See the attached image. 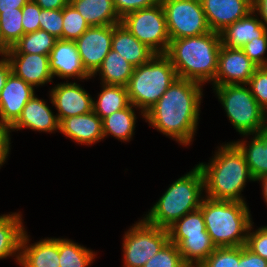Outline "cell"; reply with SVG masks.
Instances as JSON below:
<instances>
[{
    "mask_svg": "<svg viewBox=\"0 0 267 267\" xmlns=\"http://www.w3.org/2000/svg\"><path fill=\"white\" fill-rule=\"evenodd\" d=\"M255 181H261L262 183V195H263V200L266 202V205H267V175H263L259 178H257Z\"/></svg>",
    "mask_w": 267,
    "mask_h": 267,
    "instance_id": "cell-49",
    "label": "cell"
},
{
    "mask_svg": "<svg viewBox=\"0 0 267 267\" xmlns=\"http://www.w3.org/2000/svg\"><path fill=\"white\" fill-rule=\"evenodd\" d=\"M204 194V177L196 165L169 185L143 219L151 225L168 229L187 213L199 209Z\"/></svg>",
    "mask_w": 267,
    "mask_h": 267,
    "instance_id": "cell-4",
    "label": "cell"
},
{
    "mask_svg": "<svg viewBox=\"0 0 267 267\" xmlns=\"http://www.w3.org/2000/svg\"><path fill=\"white\" fill-rule=\"evenodd\" d=\"M134 68L121 54L111 49L92 77L99 74L100 83L126 87Z\"/></svg>",
    "mask_w": 267,
    "mask_h": 267,
    "instance_id": "cell-26",
    "label": "cell"
},
{
    "mask_svg": "<svg viewBox=\"0 0 267 267\" xmlns=\"http://www.w3.org/2000/svg\"><path fill=\"white\" fill-rule=\"evenodd\" d=\"M253 11L257 12L262 24L267 28V0H252Z\"/></svg>",
    "mask_w": 267,
    "mask_h": 267,
    "instance_id": "cell-47",
    "label": "cell"
},
{
    "mask_svg": "<svg viewBox=\"0 0 267 267\" xmlns=\"http://www.w3.org/2000/svg\"><path fill=\"white\" fill-rule=\"evenodd\" d=\"M221 46L220 33L210 31L198 36L170 40L165 55L170 59L178 78L201 85L212 82L213 86Z\"/></svg>",
    "mask_w": 267,
    "mask_h": 267,
    "instance_id": "cell-3",
    "label": "cell"
},
{
    "mask_svg": "<svg viewBox=\"0 0 267 267\" xmlns=\"http://www.w3.org/2000/svg\"><path fill=\"white\" fill-rule=\"evenodd\" d=\"M0 58V92L6 84L9 74L12 72L11 64L5 54L1 55Z\"/></svg>",
    "mask_w": 267,
    "mask_h": 267,
    "instance_id": "cell-45",
    "label": "cell"
},
{
    "mask_svg": "<svg viewBox=\"0 0 267 267\" xmlns=\"http://www.w3.org/2000/svg\"><path fill=\"white\" fill-rule=\"evenodd\" d=\"M29 237L25 230L20 242V267H60L59 238L47 237L29 244Z\"/></svg>",
    "mask_w": 267,
    "mask_h": 267,
    "instance_id": "cell-17",
    "label": "cell"
},
{
    "mask_svg": "<svg viewBox=\"0 0 267 267\" xmlns=\"http://www.w3.org/2000/svg\"><path fill=\"white\" fill-rule=\"evenodd\" d=\"M10 127L0 123V168L5 164L11 150Z\"/></svg>",
    "mask_w": 267,
    "mask_h": 267,
    "instance_id": "cell-44",
    "label": "cell"
},
{
    "mask_svg": "<svg viewBox=\"0 0 267 267\" xmlns=\"http://www.w3.org/2000/svg\"><path fill=\"white\" fill-rule=\"evenodd\" d=\"M49 92V101L58 112L56 115L59 122L93 111L92 96L77 82L58 83Z\"/></svg>",
    "mask_w": 267,
    "mask_h": 267,
    "instance_id": "cell-13",
    "label": "cell"
},
{
    "mask_svg": "<svg viewBox=\"0 0 267 267\" xmlns=\"http://www.w3.org/2000/svg\"><path fill=\"white\" fill-rule=\"evenodd\" d=\"M267 32L259 16L253 10L220 32L221 44L229 48H241L254 38Z\"/></svg>",
    "mask_w": 267,
    "mask_h": 267,
    "instance_id": "cell-21",
    "label": "cell"
},
{
    "mask_svg": "<svg viewBox=\"0 0 267 267\" xmlns=\"http://www.w3.org/2000/svg\"><path fill=\"white\" fill-rule=\"evenodd\" d=\"M177 78L170 59L165 54H155L148 62L134 68L126 86L130 104L145 118V113Z\"/></svg>",
    "mask_w": 267,
    "mask_h": 267,
    "instance_id": "cell-6",
    "label": "cell"
},
{
    "mask_svg": "<svg viewBox=\"0 0 267 267\" xmlns=\"http://www.w3.org/2000/svg\"><path fill=\"white\" fill-rule=\"evenodd\" d=\"M23 35L22 8H16V11H3L0 14V56Z\"/></svg>",
    "mask_w": 267,
    "mask_h": 267,
    "instance_id": "cell-32",
    "label": "cell"
},
{
    "mask_svg": "<svg viewBox=\"0 0 267 267\" xmlns=\"http://www.w3.org/2000/svg\"><path fill=\"white\" fill-rule=\"evenodd\" d=\"M207 164L199 162L204 177L205 196L215 200L246 202L241 192L246 182H255L245 157L233 142H225Z\"/></svg>",
    "mask_w": 267,
    "mask_h": 267,
    "instance_id": "cell-2",
    "label": "cell"
},
{
    "mask_svg": "<svg viewBox=\"0 0 267 267\" xmlns=\"http://www.w3.org/2000/svg\"><path fill=\"white\" fill-rule=\"evenodd\" d=\"M113 25L90 26L75 44L85 70L92 76L111 50Z\"/></svg>",
    "mask_w": 267,
    "mask_h": 267,
    "instance_id": "cell-11",
    "label": "cell"
},
{
    "mask_svg": "<svg viewBox=\"0 0 267 267\" xmlns=\"http://www.w3.org/2000/svg\"><path fill=\"white\" fill-rule=\"evenodd\" d=\"M37 3L42 9H63L66 5L69 4L70 0H33Z\"/></svg>",
    "mask_w": 267,
    "mask_h": 267,
    "instance_id": "cell-46",
    "label": "cell"
},
{
    "mask_svg": "<svg viewBox=\"0 0 267 267\" xmlns=\"http://www.w3.org/2000/svg\"><path fill=\"white\" fill-rule=\"evenodd\" d=\"M247 86L255 100L267 113V67H258Z\"/></svg>",
    "mask_w": 267,
    "mask_h": 267,
    "instance_id": "cell-37",
    "label": "cell"
},
{
    "mask_svg": "<svg viewBox=\"0 0 267 267\" xmlns=\"http://www.w3.org/2000/svg\"><path fill=\"white\" fill-rule=\"evenodd\" d=\"M41 7L33 0H29L22 7V26L24 34L32 33L40 29Z\"/></svg>",
    "mask_w": 267,
    "mask_h": 267,
    "instance_id": "cell-41",
    "label": "cell"
},
{
    "mask_svg": "<svg viewBox=\"0 0 267 267\" xmlns=\"http://www.w3.org/2000/svg\"><path fill=\"white\" fill-rule=\"evenodd\" d=\"M134 108L137 110L134 105L130 104L127 108L116 111L102 120L104 139L111 135L121 142L132 140L137 122Z\"/></svg>",
    "mask_w": 267,
    "mask_h": 267,
    "instance_id": "cell-27",
    "label": "cell"
},
{
    "mask_svg": "<svg viewBox=\"0 0 267 267\" xmlns=\"http://www.w3.org/2000/svg\"><path fill=\"white\" fill-rule=\"evenodd\" d=\"M169 241L178 245L186 236L207 233L202 211L187 213L168 228Z\"/></svg>",
    "mask_w": 267,
    "mask_h": 267,
    "instance_id": "cell-33",
    "label": "cell"
},
{
    "mask_svg": "<svg viewBox=\"0 0 267 267\" xmlns=\"http://www.w3.org/2000/svg\"><path fill=\"white\" fill-rule=\"evenodd\" d=\"M238 267H267V260L254 254L246 246H239Z\"/></svg>",
    "mask_w": 267,
    "mask_h": 267,
    "instance_id": "cell-43",
    "label": "cell"
},
{
    "mask_svg": "<svg viewBox=\"0 0 267 267\" xmlns=\"http://www.w3.org/2000/svg\"><path fill=\"white\" fill-rule=\"evenodd\" d=\"M100 84L101 92L97 95V100L93 99V111L100 119L103 120L105 117L130 105L125 86Z\"/></svg>",
    "mask_w": 267,
    "mask_h": 267,
    "instance_id": "cell-28",
    "label": "cell"
},
{
    "mask_svg": "<svg viewBox=\"0 0 267 267\" xmlns=\"http://www.w3.org/2000/svg\"><path fill=\"white\" fill-rule=\"evenodd\" d=\"M247 202L204 197L202 211L206 231L216 247L245 246L252 215Z\"/></svg>",
    "mask_w": 267,
    "mask_h": 267,
    "instance_id": "cell-5",
    "label": "cell"
},
{
    "mask_svg": "<svg viewBox=\"0 0 267 267\" xmlns=\"http://www.w3.org/2000/svg\"><path fill=\"white\" fill-rule=\"evenodd\" d=\"M257 68L258 66L241 48H229L222 45L213 86L247 84Z\"/></svg>",
    "mask_w": 267,
    "mask_h": 267,
    "instance_id": "cell-12",
    "label": "cell"
},
{
    "mask_svg": "<svg viewBox=\"0 0 267 267\" xmlns=\"http://www.w3.org/2000/svg\"><path fill=\"white\" fill-rule=\"evenodd\" d=\"M113 3L120 18H123L131 12L157 5L161 0H113Z\"/></svg>",
    "mask_w": 267,
    "mask_h": 267,
    "instance_id": "cell-42",
    "label": "cell"
},
{
    "mask_svg": "<svg viewBox=\"0 0 267 267\" xmlns=\"http://www.w3.org/2000/svg\"><path fill=\"white\" fill-rule=\"evenodd\" d=\"M251 141L245 138L232 141L243 153L252 177L257 178L267 175V127L252 134ZM248 142V143H247Z\"/></svg>",
    "mask_w": 267,
    "mask_h": 267,
    "instance_id": "cell-24",
    "label": "cell"
},
{
    "mask_svg": "<svg viewBox=\"0 0 267 267\" xmlns=\"http://www.w3.org/2000/svg\"><path fill=\"white\" fill-rule=\"evenodd\" d=\"M238 247H217L198 267H238Z\"/></svg>",
    "mask_w": 267,
    "mask_h": 267,
    "instance_id": "cell-36",
    "label": "cell"
},
{
    "mask_svg": "<svg viewBox=\"0 0 267 267\" xmlns=\"http://www.w3.org/2000/svg\"><path fill=\"white\" fill-rule=\"evenodd\" d=\"M126 29L155 54H165L170 37L162 4L142 8L121 18Z\"/></svg>",
    "mask_w": 267,
    "mask_h": 267,
    "instance_id": "cell-8",
    "label": "cell"
},
{
    "mask_svg": "<svg viewBox=\"0 0 267 267\" xmlns=\"http://www.w3.org/2000/svg\"><path fill=\"white\" fill-rule=\"evenodd\" d=\"M203 85L177 78L145 113V122L178 144L191 145L197 133Z\"/></svg>",
    "mask_w": 267,
    "mask_h": 267,
    "instance_id": "cell-1",
    "label": "cell"
},
{
    "mask_svg": "<svg viewBox=\"0 0 267 267\" xmlns=\"http://www.w3.org/2000/svg\"><path fill=\"white\" fill-rule=\"evenodd\" d=\"M49 69L53 78L61 79H91L85 70L81 57L77 51L75 41L58 39L49 54ZM68 78V79H67Z\"/></svg>",
    "mask_w": 267,
    "mask_h": 267,
    "instance_id": "cell-14",
    "label": "cell"
},
{
    "mask_svg": "<svg viewBox=\"0 0 267 267\" xmlns=\"http://www.w3.org/2000/svg\"><path fill=\"white\" fill-rule=\"evenodd\" d=\"M47 101L33 96L22 109L19 118L10 126V131L31 129L45 133L59 131V120L47 105Z\"/></svg>",
    "mask_w": 267,
    "mask_h": 267,
    "instance_id": "cell-18",
    "label": "cell"
},
{
    "mask_svg": "<svg viewBox=\"0 0 267 267\" xmlns=\"http://www.w3.org/2000/svg\"><path fill=\"white\" fill-rule=\"evenodd\" d=\"M25 230L21 212L0 215V260L11 256L18 264L20 242Z\"/></svg>",
    "mask_w": 267,
    "mask_h": 267,
    "instance_id": "cell-23",
    "label": "cell"
},
{
    "mask_svg": "<svg viewBox=\"0 0 267 267\" xmlns=\"http://www.w3.org/2000/svg\"><path fill=\"white\" fill-rule=\"evenodd\" d=\"M5 56L10 61L12 72L34 88L53 82L49 69V55L5 54Z\"/></svg>",
    "mask_w": 267,
    "mask_h": 267,
    "instance_id": "cell-19",
    "label": "cell"
},
{
    "mask_svg": "<svg viewBox=\"0 0 267 267\" xmlns=\"http://www.w3.org/2000/svg\"><path fill=\"white\" fill-rule=\"evenodd\" d=\"M97 254L67 238H59L60 267H89Z\"/></svg>",
    "mask_w": 267,
    "mask_h": 267,
    "instance_id": "cell-31",
    "label": "cell"
},
{
    "mask_svg": "<svg viewBox=\"0 0 267 267\" xmlns=\"http://www.w3.org/2000/svg\"><path fill=\"white\" fill-rule=\"evenodd\" d=\"M83 16L69 3L63 8L62 40H77L88 28Z\"/></svg>",
    "mask_w": 267,
    "mask_h": 267,
    "instance_id": "cell-34",
    "label": "cell"
},
{
    "mask_svg": "<svg viewBox=\"0 0 267 267\" xmlns=\"http://www.w3.org/2000/svg\"><path fill=\"white\" fill-rule=\"evenodd\" d=\"M29 0H0V14L3 11H16L22 8Z\"/></svg>",
    "mask_w": 267,
    "mask_h": 267,
    "instance_id": "cell-48",
    "label": "cell"
},
{
    "mask_svg": "<svg viewBox=\"0 0 267 267\" xmlns=\"http://www.w3.org/2000/svg\"><path fill=\"white\" fill-rule=\"evenodd\" d=\"M170 40L211 31L200 0H161Z\"/></svg>",
    "mask_w": 267,
    "mask_h": 267,
    "instance_id": "cell-10",
    "label": "cell"
},
{
    "mask_svg": "<svg viewBox=\"0 0 267 267\" xmlns=\"http://www.w3.org/2000/svg\"><path fill=\"white\" fill-rule=\"evenodd\" d=\"M123 239V267H143L169 241V233L142 218L130 226Z\"/></svg>",
    "mask_w": 267,
    "mask_h": 267,
    "instance_id": "cell-9",
    "label": "cell"
},
{
    "mask_svg": "<svg viewBox=\"0 0 267 267\" xmlns=\"http://www.w3.org/2000/svg\"><path fill=\"white\" fill-rule=\"evenodd\" d=\"M177 247L189 267H198L217 248L208 233L186 236Z\"/></svg>",
    "mask_w": 267,
    "mask_h": 267,
    "instance_id": "cell-29",
    "label": "cell"
},
{
    "mask_svg": "<svg viewBox=\"0 0 267 267\" xmlns=\"http://www.w3.org/2000/svg\"><path fill=\"white\" fill-rule=\"evenodd\" d=\"M208 25L220 33L253 10L252 0H200Z\"/></svg>",
    "mask_w": 267,
    "mask_h": 267,
    "instance_id": "cell-16",
    "label": "cell"
},
{
    "mask_svg": "<svg viewBox=\"0 0 267 267\" xmlns=\"http://www.w3.org/2000/svg\"><path fill=\"white\" fill-rule=\"evenodd\" d=\"M40 29L62 40L63 9H41Z\"/></svg>",
    "mask_w": 267,
    "mask_h": 267,
    "instance_id": "cell-38",
    "label": "cell"
},
{
    "mask_svg": "<svg viewBox=\"0 0 267 267\" xmlns=\"http://www.w3.org/2000/svg\"><path fill=\"white\" fill-rule=\"evenodd\" d=\"M58 39L46 32L37 30L24 34L5 54H41L49 55Z\"/></svg>",
    "mask_w": 267,
    "mask_h": 267,
    "instance_id": "cell-30",
    "label": "cell"
},
{
    "mask_svg": "<svg viewBox=\"0 0 267 267\" xmlns=\"http://www.w3.org/2000/svg\"><path fill=\"white\" fill-rule=\"evenodd\" d=\"M241 49L258 67H267V58L264 55L267 51V32L246 43Z\"/></svg>",
    "mask_w": 267,
    "mask_h": 267,
    "instance_id": "cell-40",
    "label": "cell"
},
{
    "mask_svg": "<svg viewBox=\"0 0 267 267\" xmlns=\"http://www.w3.org/2000/svg\"><path fill=\"white\" fill-rule=\"evenodd\" d=\"M59 132L81 145L91 146L104 140L102 119L94 111L61 120Z\"/></svg>",
    "mask_w": 267,
    "mask_h": 267,
    "instance_id": "cell-20",
    "label": "cell"
},
{
    "mask_svg": "<svg viewBox=\"0 0 267 267\" xmlns=\"http://www.w3.org/2000/svg\"><path fill=\"white\" fill-rule=\"evenodd\" d=\"M111 49L138 67L148 62L155 53L134 37L122 23L113 25Z\"/></svg>",
    "mask_w": 267,
    "mask_h": 267,
    "instance_id": "cell-22",
    "label": "cell"
},
{
    "mask_svg": "<svg viewBox=\"0 0 267 267\" xmlns=\"http://www.w3.org/2000/svg\"><path fill=\"white\" fill-rule=\"evenodd\" d=\"M212 89L240 135L248 138L267 127V113L255 100L247 84L220 85Z\"/></svg>",
    "mask_w": 267,
    "mask_h": 267,
    "instance_id": "cell-7",
    "label": "cell"
},
{
    "mask_svg": "<svg viewBox=\"0 0 267 267\" xmlns=\"http://www.w3.org/2000/svg\"><path fill=\"white\" fill-rule=\"evenodd\" d=\"M33 96L35 88L11 72L0 92V123L10 127Z\"/></svg>",
    "mask_w": 267,
    "mask_h": 267,
    "instance_id": "cell-15",
    "label": "cell"
},
{
    "mask_svg": "<svg viewBox=\"0 0 267 267\" xmlns=\"http://www.w3.org/2000/svg\"><path fill=\"white\" fill-rule=\"evenodd\" d=\"M69 3L83 16L89 26L121 23L113 0H70Z\"/></svg>",
    "mask_w": 267,
    "mask_h": 267,
    "instance_id": "cell-25",
    "label": "cell"
},
{
    "mask_svg": "<svg viewBox=\"0 0 267 267\" xmlns=\"http://www.w3.org/2000/svg\"><path fill=\"white\" fill-rule=\"evenodd\" d=\"M143 267H189L183 260L177 245L168 241Z\"/></svg>",
    "mask_w": 267,
    "mask_h": 267,
    "instance_id": "cell-35",
    "label": "cell"
},
{
    "mask_svg": "<svg viewBox=\"0 0 267 267\" xmlns=\"http://www.w3.org/2000/svg\"><path fill=\"white\" fill-rule=\"evenodd\" d=\"M254 222L250 224L247 233L246 247L254 254L267 260V225L254 230Z\"/></svg>",
    "mask_w": 267,
    "mask_h": 267,
    "instance_id": "cell-39",
    "label": "cell"
}]
</instances>
